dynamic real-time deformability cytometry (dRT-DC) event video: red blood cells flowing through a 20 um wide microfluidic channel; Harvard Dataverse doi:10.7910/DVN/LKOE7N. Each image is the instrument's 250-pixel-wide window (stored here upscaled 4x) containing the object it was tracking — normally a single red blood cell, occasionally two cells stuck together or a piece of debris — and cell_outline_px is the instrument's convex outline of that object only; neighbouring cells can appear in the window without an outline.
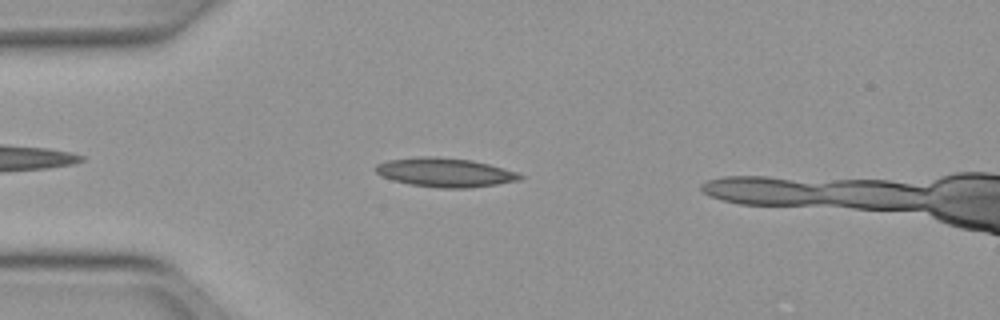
{"species": "Egyptian fruit bat (a non-hibernating species)", "species_latin": "Rousettus aegyptiacus", "temperature_condition": "warm", "stored_images_in_passage": 30, "camera_frame_rate_fps": 3000, "um_per_image_px": 0.085, "animal": {"sex": "female"}, "frame": {"image": 1, "passage_image": 5, "time_ms": 1.333, "image_size_px": [1000, 320], "cell_outline_px": [[524, 176], [520, 180], [496, 184], [468, 188], [436, 188], [408, 184], [392, 180], [380, 176], [372, 168], [376, 164], [388, 160], [420, 156], [436, 156], [472, 160], [488, 164], [516, 172]], "centroid_in_image_um": [37.76, 14.65], "position_along_channel_um": 47.2, "area_um2": 24.57}}
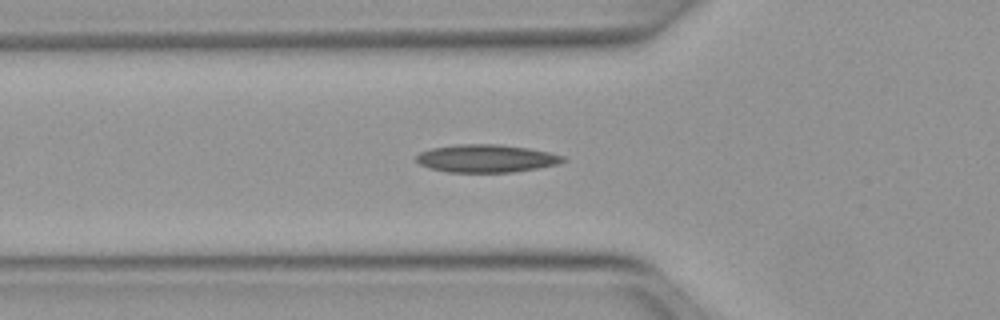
{"frame": {"image": 2, "passage_image": 9, "time_ms": 2.667, "image_size_px": [1000, 320], "cell_outline_px": [[568, 160], [560, 164], [512, 172], [448, 172], [428, 168], [420, 164], [416, 160], [416, 156], [420, 152], [432, 148], [456, 144], [500, 144], [528, 148], [548, 152], [564, 156]], "centroid_in_image_um": [41.34, 13.46], "position_along_channel_um": 84.5, "area_um2": 23.87}}
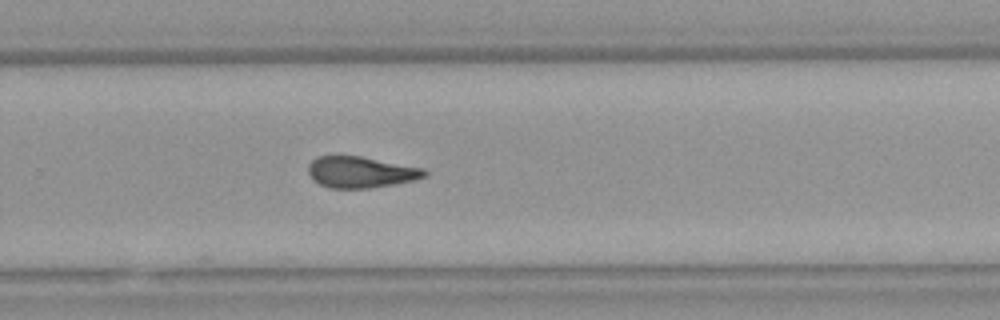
{"frame": {"image": 3, "passage_image": 25, "time_ms": 8.0, "image_size_px": [1000, 320], "cell_outline_px": [[428, 176], [416, 180], [396, 184], [368, 188], [328, 188], [320, 184], [308, 172], [308, 164], [316, 156], [336, 152], [360, 156], [424, 168], [428, 172]], "centroid_in_image_um": [30.65, 14.59], "position_along_channel_um": 299.1, "area_um2": 21.85}, "authors_computed_cell_mechanics": {"area_um2": 22.3108, "velocity_mm_per_s": 4.0192, "shape_relaxation_time_tau1_ms": 10.0012, "shape_relaxation_time_tau2_ms": 2.0611, "deformation_change_tau1": 0.2658, "deformation_change_tau2": 0.0939}}